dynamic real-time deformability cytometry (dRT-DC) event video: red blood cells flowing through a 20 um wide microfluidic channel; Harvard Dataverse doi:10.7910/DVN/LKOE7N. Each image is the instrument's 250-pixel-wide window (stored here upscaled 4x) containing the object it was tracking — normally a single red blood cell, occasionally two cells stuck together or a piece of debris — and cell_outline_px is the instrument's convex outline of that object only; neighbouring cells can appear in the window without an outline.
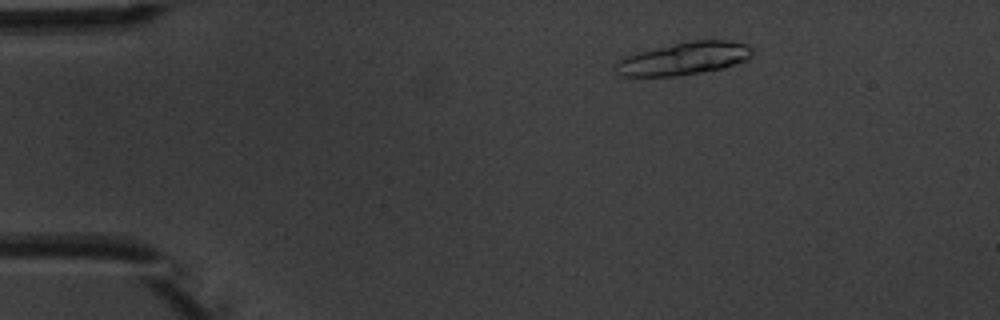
{"species": "common noctule bat (a hibernating species)", "species_latin": "Nyctalus noctula", "temperature_condition": "warm", "stored_images_in_passage": 5, "camera_frame_rate_fps": 3000, "um_per_image_px": 0.085, "animal": {"sex": "male", "body_mass_g": 20.1, "forearm_length_mm": 53.5}, "frame": {"image": 1, "passage_image": 2, "time_ms": 1.0, "image_size_px": [1000, 320], "cell_outline_px": [[752, 56], [748, 60], [724, 68], [676, 76], [620, 76], [616, 64], [616, 60], [624, 56], [640, 52], [676, 44], [696, 40], [728, 40], [748, 44], [752, 48]], "centroid_in_image_um": [58.2, 4.98], "position_along_channel_um": 26.8, "area_um2": 25.72}}